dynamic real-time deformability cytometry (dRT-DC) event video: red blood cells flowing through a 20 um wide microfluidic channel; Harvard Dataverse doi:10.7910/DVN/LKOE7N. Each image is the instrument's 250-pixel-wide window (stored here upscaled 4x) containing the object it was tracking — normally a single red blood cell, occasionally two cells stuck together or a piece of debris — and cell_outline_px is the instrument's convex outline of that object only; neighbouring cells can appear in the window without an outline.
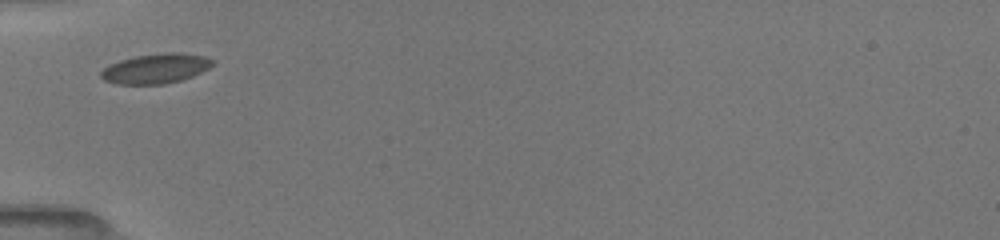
{"species": "common noctule bat (a hibernating species)", "species_latin": "Nyctalus noctula", "temperature_condition": "room temperature", "stored_images_in_passage": 4, "camera_frame_rate_fps": 3000, "um_per_image_px": 0.085, "animal": {"sex": "female", "body_mass_g": 19.5, "forearm_length_mm": 54.1}, "frame": {"image": 1, "passage_image": 2, "time_ms": 1.0, "image_size_px": [1000, 240], "cell_outline_px": [[216, 60], [208, 68], [192, 76], [180, 80], [164, 84], [116, 84], [104, 80], [100, 76], [100, 72], [108, 64], [120, 60], [136, 56], [164, 52], [180, 52], [204, 56]], "centroid_in_image_um": [13.22, 5.82], "position_along_channel_um": 71.8, "area_um2": 19.42}}
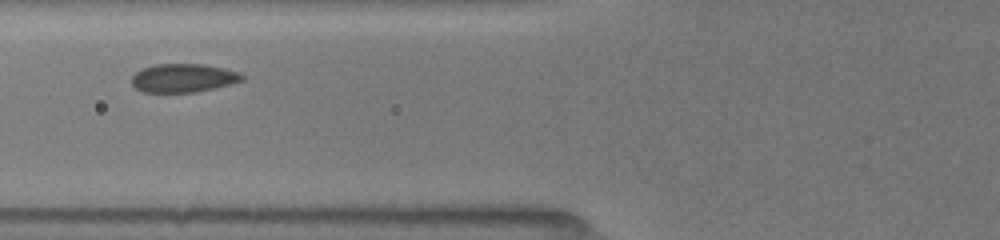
{"frame": {"image": 2, "passage_image": 3, "time_ms": 2.0, "image_size_px": [1000, 240], "cell_outline_px": [[244, 80], [196, 92], [144, 92], [136, 88], [132, 84], [132, 76], [136, 72], [144, 68], [156, 64], [204, 64], [224, 68], [240, 72], [244, 76]], "centroid_in_image_um": [15.59, 6.62], "position_along_channel_um": 110.2, "area_um2": 18.21}}